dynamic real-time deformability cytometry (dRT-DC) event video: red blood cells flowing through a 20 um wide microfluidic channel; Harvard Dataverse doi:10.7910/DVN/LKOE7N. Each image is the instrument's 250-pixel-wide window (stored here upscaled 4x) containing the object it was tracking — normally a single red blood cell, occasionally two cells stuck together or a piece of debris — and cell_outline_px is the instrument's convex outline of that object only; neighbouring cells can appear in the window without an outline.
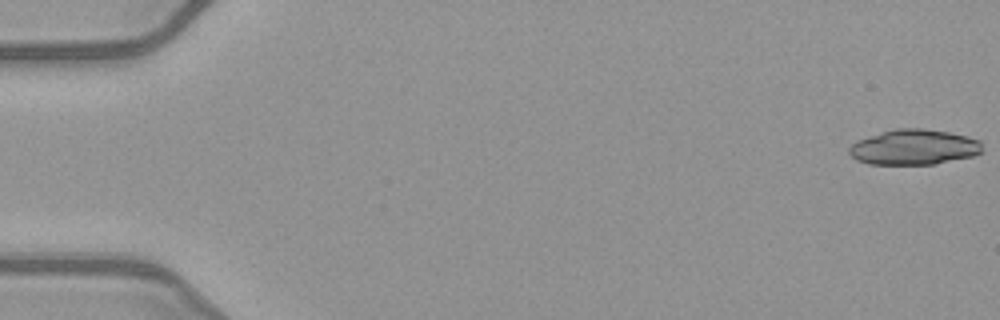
{"species": "common noctule bat (a hibernating species)", "species_latin": "Nyctalus noctula", "temperature_condition": "warm", "stored_images_in_passage": 51, "camera_frame_rate_fps": 3000, "um_per_image_px": 0.085, "animal": {"sex": "female", "body_mass_g": 21.9}, "frame": {"image": 1, "passage_image": 1, "time_ms": 0.0, "image_size_px": [1000, 320], "cell_outline_px": [[984, 152], [972, 156], [936, 164], [868, 164], [856, 160], [848, 152], [848, 148], [856, 140], [896, 128], [920, 128], [948, 132], [968, 136], [980, 140]], "centroid_in_image_um": [77.7, 12.51], "position_along_channel_um": 7.3, "area_um2": 27.51}}
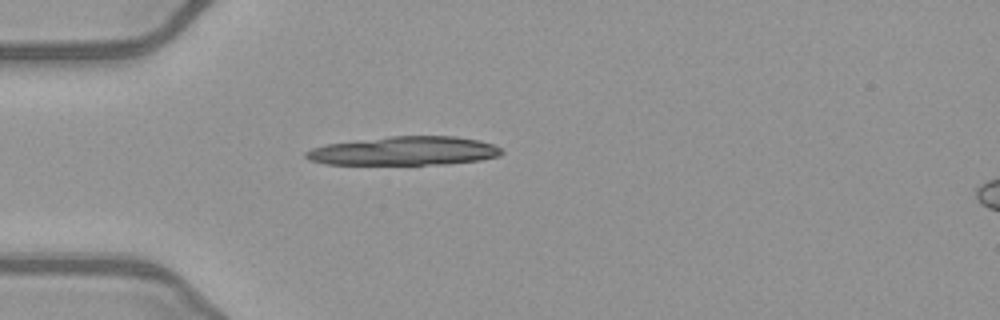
{"frame": {"image": 2, "passage_image": 15, "time_ms": 4.667, "image_size_px": [1000, 320], "cell_outline_px": [[504, 152], [500, 156], [480, 160], [444, 164], [324, 164], [308, 160], [304, 156], [304, 152], [312, 148], [324, 144], [392, 136], [456, 136], [480, 140], [492, 144], [500, 148]], "centroid_in_image_um": [34.36, 12.83], "position_along_channel_um": 50.6, "area_um2": 32.89}}